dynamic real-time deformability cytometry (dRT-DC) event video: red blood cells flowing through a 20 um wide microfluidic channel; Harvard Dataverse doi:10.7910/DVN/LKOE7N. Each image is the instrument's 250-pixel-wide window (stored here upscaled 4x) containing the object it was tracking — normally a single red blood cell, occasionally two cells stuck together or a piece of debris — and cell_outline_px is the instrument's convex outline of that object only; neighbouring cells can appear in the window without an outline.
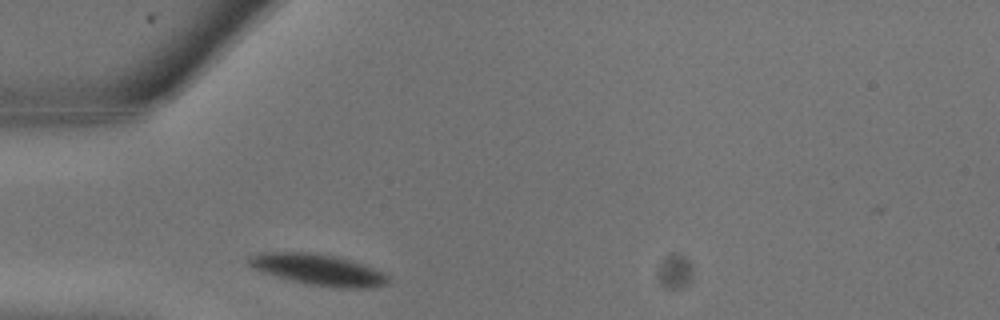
{"species": "common noctule bat (a hibernating species)", "species_latin": "Nyctalus noctula", "temperature_condition": "warm", "stored_images_in_passage": 1, "camera_frame_rate_fps": 3000, "um_per_image_px": 0.085, "animal": {"sex": "male", "body_mass_g": 13.3}, "frame": {"image": 1, "passage_image": 1, "time_ms": 0.0, "image_size_px": [1000, 320], "cell_outline_px": [[388, 284], [372, 288], [340, 288], [312, 284], [292, 280], [252, 268], [248, 264], [248, 256], [264, 252], [308, 252], [332, 256], [348, 260], [384, 272], [388, 276]], "centroid_in_image_um": [27.06, 22.92], "position_along_channel_um": 57.9, "area_um2": 24.68}}